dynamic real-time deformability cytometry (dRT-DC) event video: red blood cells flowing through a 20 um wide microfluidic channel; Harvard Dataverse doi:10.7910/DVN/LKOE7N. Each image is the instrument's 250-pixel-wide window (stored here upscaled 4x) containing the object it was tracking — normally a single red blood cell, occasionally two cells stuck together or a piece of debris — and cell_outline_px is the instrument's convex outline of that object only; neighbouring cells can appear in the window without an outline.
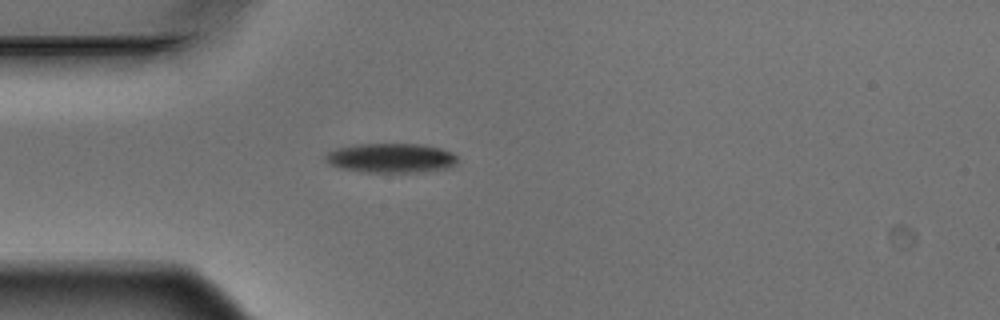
{"species": "Egyptian fruit bat (a non-hibernating species)", "species_latin": "Rousettus aegyptiacus", "temperature_condition": "warm", "stored_images_in_passage": 1, "camera_frame_rate_fps": 3000, "um_per_image_px": 0.085, "animal": {"sex": "male"}, "frame": {"image": 1, "passage_image": 1, "time_ms": 0.0, "image_size_px": [1000, 320], "cell_outline_px": [[456, 164], [448, 168], [424, 172], [360, 172], [340, 168], [328, 164], [324, 160], [324, 156], [328, 152], [336, 148], [356, 144], [424, 144], [440, 148], [452, 152], [456, 156]], "centroid_in_image_um": [33.21, 13.43], "position_along_channel_um": 51.8, "area_um2": 22.95}}